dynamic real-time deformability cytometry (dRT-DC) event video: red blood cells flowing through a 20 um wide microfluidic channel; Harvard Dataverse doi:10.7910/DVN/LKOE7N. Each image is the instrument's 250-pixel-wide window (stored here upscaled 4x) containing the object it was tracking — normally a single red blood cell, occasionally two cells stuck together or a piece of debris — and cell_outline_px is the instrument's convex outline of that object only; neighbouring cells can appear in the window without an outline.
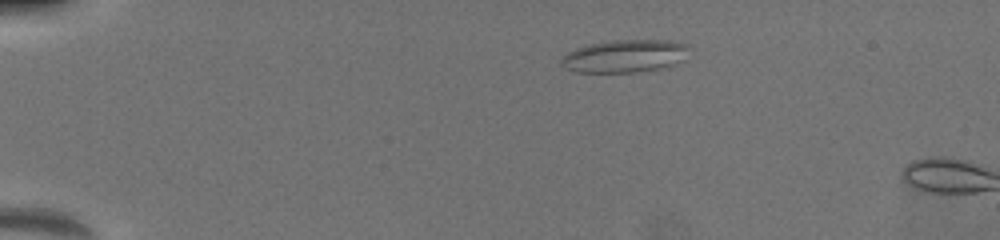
{"species": "common noctule bat (a hibernating species)", "species_latin": "Nyctalus noctula", "temperature_condition": "warm", "stored_images_in_passage": 3, "camera_frame_rate_fps": 3000, "um_per_image_px": 0.085, "animal": {"sex": "female", "body_mass_g": 19.5, "forearm_length_mm": 54.1}, "frame": {"image": 1, "passage_image": 1, "time_ms": 0.0, "image_size_px": [1000, 240], "cell_outline_px": [[688, 44], [672, 64], [656, 68], [632, 72], [576, 72], [560, 64], [560, 60], [568, 52], [576, 48], [588, 44], [612, 40], [668, 40]], "centroid_in_image_um": [52.94, 4.75], "position_along_channel_um": 32.1, "area_um2": 23.35}}